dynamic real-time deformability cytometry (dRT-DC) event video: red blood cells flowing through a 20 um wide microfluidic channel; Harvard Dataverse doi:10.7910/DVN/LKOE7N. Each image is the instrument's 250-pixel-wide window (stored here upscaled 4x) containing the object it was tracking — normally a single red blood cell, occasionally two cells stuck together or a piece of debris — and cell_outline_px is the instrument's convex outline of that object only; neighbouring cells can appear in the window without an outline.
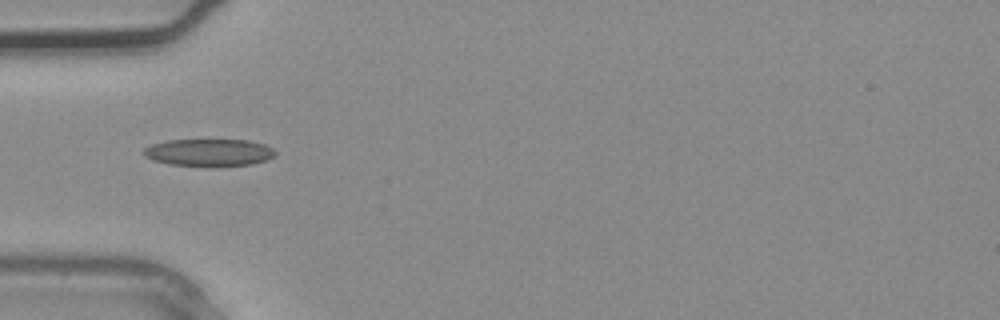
{"species": "common noctule bat (a hibernating species)", "species_latin": "Nyctalus noctula", "temperature_condition": "warm", "stored_images_in_passage": 2, "camera_frame_rate_fps": 3000, "um_per_image_px": 0.085, "animal": {"sex": "male", "body_mass_g": 20.4}, "frame": {"image": 1, "passage_image": 2, "time_ms": 0.333, "image_size_px": [1000, 320], "cell_outline_px": [[276, 156], [252, 164], [212, 168], [208, 168], [168, 164], [152, 160], [144, 156], [144, 148], [152, 144], [168, 140], [248, 140], [264, 144], [272, 148], [276, 152]], "centroid_in_image_um": [17.76, 12.99], "position_along_channel_um": 67.2, "area_um2": 21.44}}